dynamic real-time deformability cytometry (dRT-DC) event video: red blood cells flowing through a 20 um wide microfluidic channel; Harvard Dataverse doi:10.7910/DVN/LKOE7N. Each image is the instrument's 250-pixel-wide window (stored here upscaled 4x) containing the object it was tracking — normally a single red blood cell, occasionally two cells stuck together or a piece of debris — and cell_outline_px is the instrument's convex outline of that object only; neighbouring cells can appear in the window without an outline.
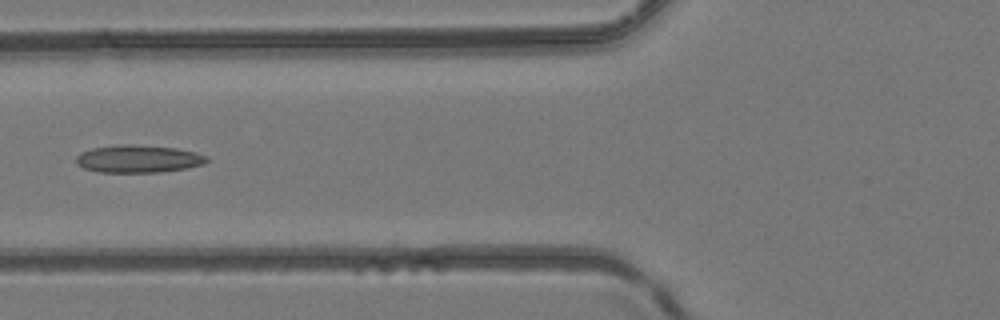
{"species": "common noctule bat (a hibernating species)", "species_latin": "Nyctalus noctula", "temperature_condition": "room temperature", "stored_images_in_passage": 4, "camera_frame_rate_fps": 3000, "um_per_image_px": 0.085, "animal": {"sex": "female", "body_mass_g": 24.6, "forearm_length_mm": 56.2}, "frame": {"image": 1, "passage_image": 4, "time_ms": 1.0, "image_size_px": [1000, 320], "cell_outline_px": [[208, 160], [204, 164], [188, 168], [160, 172], [100, 172], [84, 168], [76, 164], [76, 156], [80, 152], [92, 148], [116, 144], [132, 144], [176, 148], [196, 152], [208, 156]], "centroid_in_image_um": [11.75, 13.49], "position_along_channel_um": 114.0, "area_um2": 21.21}}